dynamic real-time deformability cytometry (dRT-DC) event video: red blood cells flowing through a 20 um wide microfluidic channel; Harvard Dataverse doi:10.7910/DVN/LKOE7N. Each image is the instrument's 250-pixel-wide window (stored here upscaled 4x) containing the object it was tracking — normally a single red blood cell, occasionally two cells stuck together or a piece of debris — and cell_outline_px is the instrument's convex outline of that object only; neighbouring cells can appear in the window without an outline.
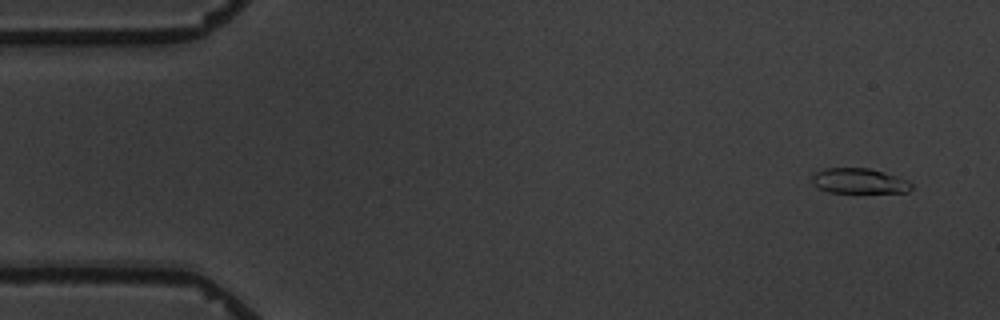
{"species": "common noctule bat (a hibernating species)", "species_latin": "Nyctalus noctula", "temperature_condition": "warm", "stored_images_in_passage": 10, "camera_frame_rate_fps": 3000, "um_per_image_px": 0.085, "animal": {"sex": "male", "body_mass_g": 19.5, "forearm_length_mm": 54.6}, "frame": {"image": 1, "passage_image": 1, "time_ms": 0.0, "image_size_px": [1000, 320], "cell_outline_px": [[912, 188], [908, 192], [828, 192], [812, 184], [812, 172], [824, 168], [868, 168], [908, 180], [912, 184]], "centroid_in_image_um": [72.98, 15.37], "position_along_channel_um": 12.0, "area_um2": 14.51}}
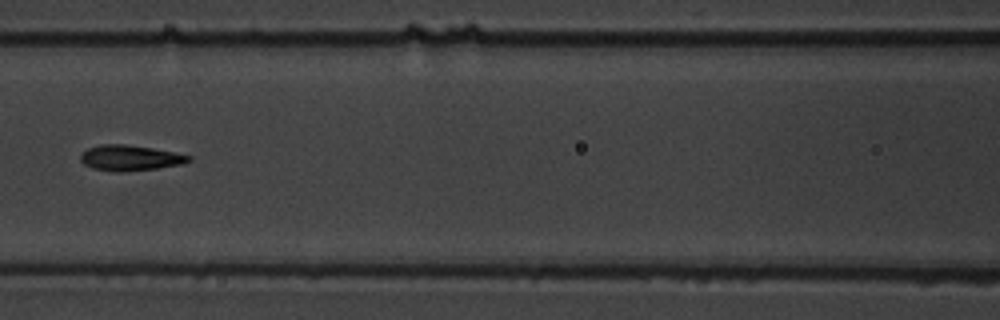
{"frame": {"image": 2, "passage_image": 7, "time_ms": 7.333, "image_size_px": [1000, 320], "cell_outline_px": [[192, 160], [184, 164], [156, 168], [120, 172], [116, 172], [92, 168], [84, 164], [80, 160], [80, 156], [88, 148], [100, 144], [124, 144], [152, 148], [192, 156]], "centroid_in_image_um": [11.06, 13.42], "position_along_channel_um": 155.5, "area_um2": 16.01}}
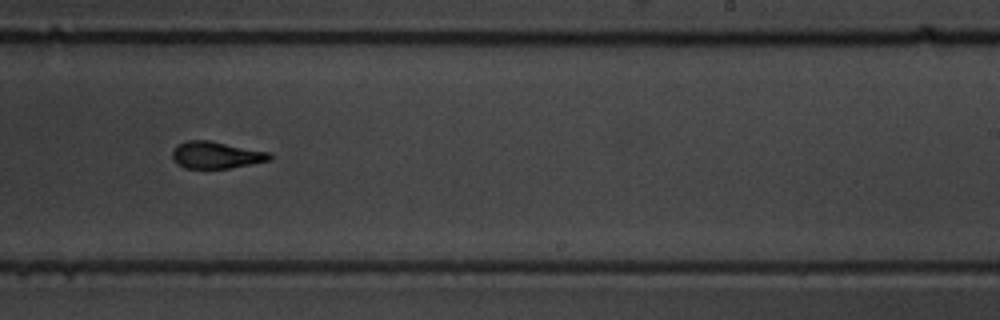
{"frame": {"image": 3, "passage_image": 10, "time_ms": 10.667, "image_size_px": [1000, 320], "cell_outline_px": [[272, 160], [228, 168], [184, 168], [176, 164], [172, 156], [172, 152], [176, 144], [188, 140], [208, 140], [272, 152]], "centroid_in_image_um": [18.38, 13.17], "position_along_channel_um": 270.6, "area_um2": 15.43}}